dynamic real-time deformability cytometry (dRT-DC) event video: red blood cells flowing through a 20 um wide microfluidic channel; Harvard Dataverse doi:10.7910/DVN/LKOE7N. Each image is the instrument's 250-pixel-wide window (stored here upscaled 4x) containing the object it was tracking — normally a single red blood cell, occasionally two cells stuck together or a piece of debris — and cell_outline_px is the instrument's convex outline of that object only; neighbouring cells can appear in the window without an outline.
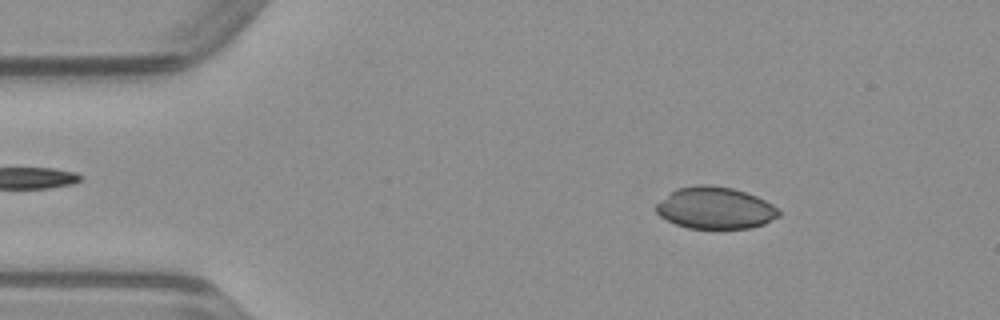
{"species": "common noctule bat (a hibernating species)", "species_latin": "Nyctalus noctula", "temperature_condition": "warm", "stored_images_in_passage": 48, "camera_frame_rate_fps": 3000, "um_per_image_px": 0.085, "animal": {"sex": "male", "body_mass_g": 23.1, "forearm_length_mm": 52.7}, "frame": {"image": 1, "passage_image": 6, "time_ms": 1.667, "image_size_px": [1000, 320], "cell_outline_px": [[780, 216], [764, 224], [752, 228], [716, 232], [688, 228], [676, 224], [660, 216], [656, 212], [656, 204], [676, 188], [696, 184], [712, 184], [732, 188], [756, 196], [772, 204], [780, 212]], "centroid_in_image_um": [60.8, 17.72], "position_along_channel_um": 24.2, "area_um2": 30.81}}
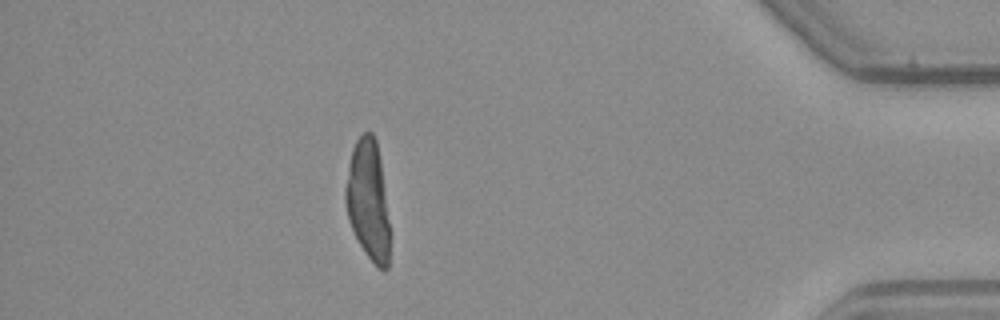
{"frame": {"image": 2, "passage_image": 42, "time_ms": 13.667, "image_size_px": [1000, 320], "cell_outline_px": [[388, 268], [384, 272], [364, 252], [348, 220], [344, 200], [344, 188], [352, 148], [356, 140], [364, 132], [372, 132], [376, 140], [380, 160], [388, 220]], "centroid_in_image_um": [31.25, 16.98], "position_along_channel_um": 404.0, "area_um2": 30.4}}